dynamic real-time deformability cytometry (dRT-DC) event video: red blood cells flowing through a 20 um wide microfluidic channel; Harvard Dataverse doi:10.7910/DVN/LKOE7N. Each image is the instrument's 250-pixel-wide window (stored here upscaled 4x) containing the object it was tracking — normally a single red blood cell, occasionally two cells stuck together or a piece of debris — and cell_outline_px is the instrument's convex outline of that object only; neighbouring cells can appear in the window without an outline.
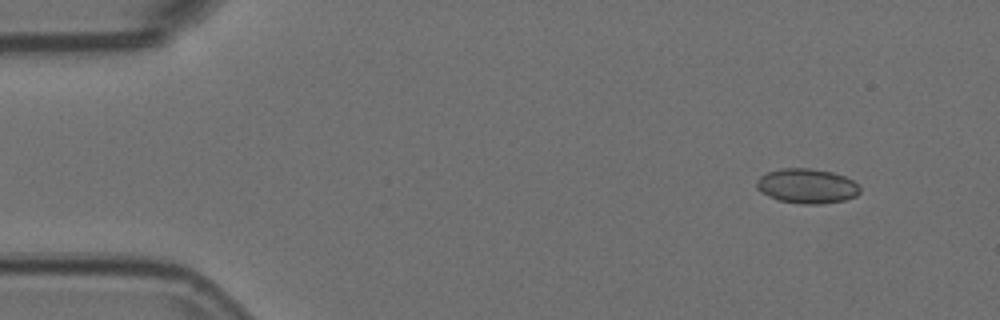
{"species": "Egyptian fruit bat (a non-hibernating species)", "species_latin": "Rousettus aegyptiacus", "temperature_condition": "room temperature", "stored_images_in_passage": 51, "camera_frame_rate_fps": 3000, "um_per_image_px": 0.085, "animal": {"sex": "female"}, "frame": {"image": 1, "passage_image": 1, "time_ms": 0.0, "image_size_px": [1000, 320], "cell_outline_px": [[860, 192], [856, 196], [844, 200], [820, 204], [804, 204], [776, 200], [760, 192], [756, 188], [756, 180], [760, 176], [768, 172], [780, 168], [812, 168], [832, 172], [844, 176], [852, 180], [860, 188]], "centroid_in_image_um": [68.55, 15.81], "position_along_channel_um": 16.4, "area_um2": 21.04}}
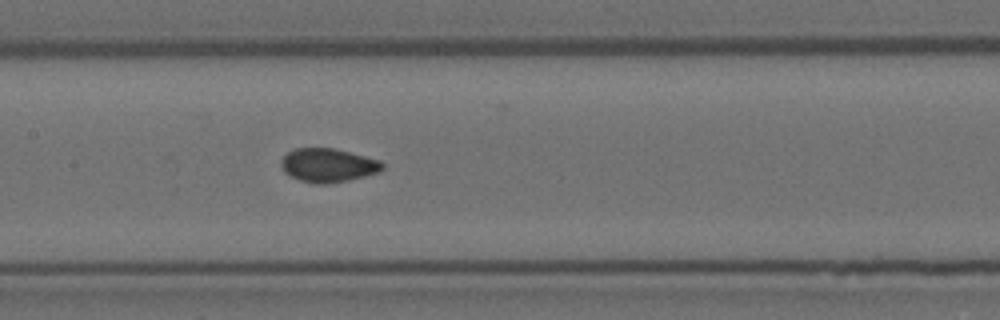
{"frame": {"image": 2, "passage_image": 22, "time_ms": 7.0, "image_size_px": [1000, 320], "cell_outline_px": [[384, 168], [380, 172], [348, 180], [328, 184], [316, 184], [300, 180], [284, 172], [280, 164], [280, 160], [288, 152], [296, 148], [332, 148], [380, 160], [384, 164]], "centroid_in_image_um": [27.88, 14.05], "position_along_channel_um": 179.5, "area_um2": 19.83}}
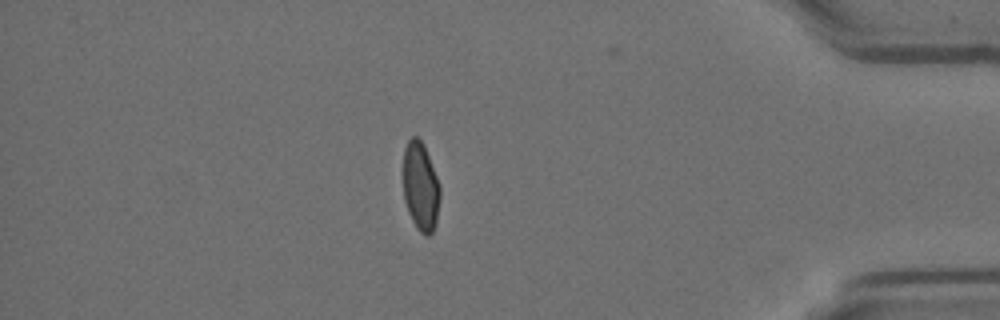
{"frame": {"image": 3, "passage_image": 43, "time_ms": 14.0, "image_size_px": [1000, 320], "cell_outline_px": [[440, 200], [436, 224], [432, 232], [428, 236], [424, 236], [416, 228], [408, 212], [404, 200], [404, 148], [408, 140], [412, 136], [416, 136], [424, 144], [440, 184]], "centroid_in_image_um": [35.76, 15.88], "position_along_channel_um": 399.4, "area_um2": 19.25}, "authors_computed_cell_mechanics": {"area_um2": 19.8832, "velocity_mm_per_s": 3.7177, "shape_relaxation_time_tau1_ms": null, "shape_relaxation_time_tau2_ms": 0.4896, "deformation_change_tau1": null, "deformation_change_tau2": 0.0451}}